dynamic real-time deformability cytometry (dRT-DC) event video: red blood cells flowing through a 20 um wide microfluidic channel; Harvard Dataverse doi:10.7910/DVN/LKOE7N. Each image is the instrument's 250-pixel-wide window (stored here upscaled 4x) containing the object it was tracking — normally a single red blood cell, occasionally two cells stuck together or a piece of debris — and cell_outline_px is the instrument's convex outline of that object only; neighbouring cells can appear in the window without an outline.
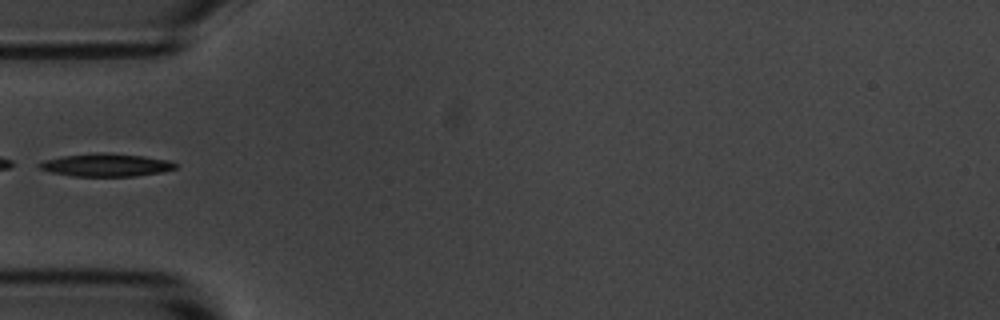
{"species": "common noctule bat (a hibernating species)", "species_latin": "Nyctalus noctula", "temperature_condition": "room temperature", "stored_images_in_passage": 36, "camera_frame_rate_fps": 3000, "um_per_image_px": 0.085, "animal": {"sex": "male", "body_mass_g": 20.1, "forearm_length_mm": 53.5}, "frame": {"image": 1, "passage_image": 1, "time_ms": 0.0, "image_size_px": [1000, 320], "cell_outline_px": [[180, 164], [176, 168], [164, 172], [136, 176], [72, 176], [52, 172], [40, 168], [36, 164], [44, 160], [60, 156], [100, 152], [144, 156], [168, 160]], "centroid_in_image_um": [9.05, 14.02], "position_along_channel_um": 76.0, "area_um2": 18.26}}
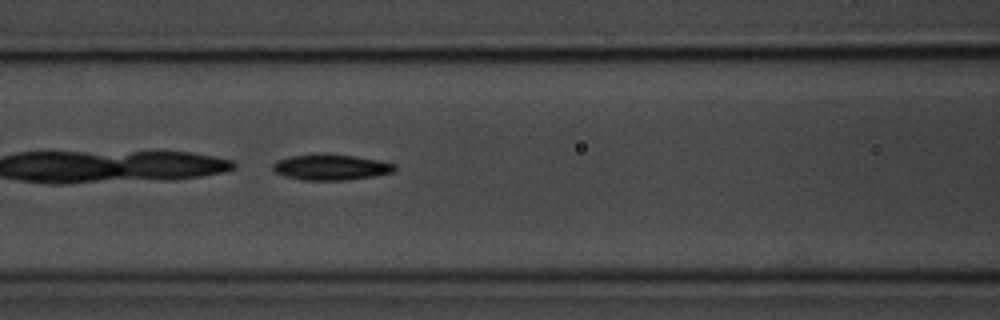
{"frame": {"image": 2, "passage_image": 6, "time_ms": 1.667, "image_size_px": [1000, 320], "cell_outline_px": [[396, 168], [392, 172], [372, 176], [348, 180], [300, 180], [284, 176], [276, 172], [272, 168], [272, 164], [276, 160], [288, 156], [320, 152], [324, 152], [380, 160], [396, 164]], "centroid_in_image_um": [28.07, 14.19], "position_along_channel_um": 138.5, "area_um2": 18.67}}